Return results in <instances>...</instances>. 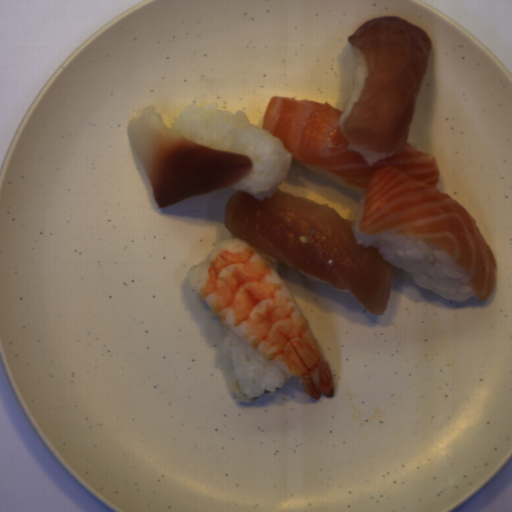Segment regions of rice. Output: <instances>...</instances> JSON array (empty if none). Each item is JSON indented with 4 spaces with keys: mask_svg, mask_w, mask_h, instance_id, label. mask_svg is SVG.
I'll use <instances>...</instances> for the list:
<instances>
[{
    "mask_svg": "<svg viewBox=\"0 0 512 512\" xmlns=\"http://www.w3.org/2000/svg\"><path fill=\"white\" fill-rule=\"evenodd\" d=\"M298 271H299V270H298ZM299 273H300V274H303V275L308 279V281H309V282L318 283V284H322V285H323V284H330L329 282L321 281V280H319V279H317V278H314V277H312V276H310V275H308V274H306V273H303V272H301V271H299Z\"/></svg>",
    "mask_w": 512,
    "mask_h": 512,
    "instance_id": "obj_7",
    "label": "rice"
},
{
    "mask_svg": "<svg viewBox=\"0 0 512 512\" xmlns=\"http://www.w3.org/2000/svg\"><path fill=\"white\" fill-rule=\"evenodd\" d=\"M347 148L349 150H354L355 152H357L358 154L363 156L365 161H366V163H367V165H369L370 167L374 163L378 162L379 160L388 158L390 156H393L394 153H395V150L394 151H388V152H370V151L362 150L357 145H355V144H353L351 142L348 144Z\"/></svg>",
    "mask_w": 512,
    "mask_h": 512,
    "instance_id": "obj_5",
    "label": "rice"
},
{
    "mask_svg": "<svg viewBox=\"0 0 512 512\" xmlns=\"http://www.w3.org/2000/svg\"><path fill=\"white\" fill-rule=\"evenodd\" d=\"M299 163L313 173L332 179L359 196V206L352 226V236L358 245L377 249L386 263L411 274L418 287L431 290L445 300L458 303L478 296L469 276L457 266L446 250L401 234L381 232L365 235L361 233L365 189L357 188L319 168Z\"/></svg>",
    "mask_w": 512,
    "mask_h": 512,
    "instance_id": "obj_2",
    "label": "rice"
},
{
    "mask_svg": "<svg viewBox=\"0 0 512 512\" xmlns=\"http://www.w3.org/2000/svg\"><path fill=\"white\" fill-rule=\"evenodd\" d=\"M223 331L222 350L232 363L231 389L243 403L259 400L266 393H276L292 375L259 355L254 348L239 337L231 327L220 320Z\"/></svg>",
    "mask_w": 512,
    "mask_h": 512,
    "instance_id": "obj_3",
    "label": "rice"
},
{
    "mask_svg": "<svg viewBox=\"0 0 512 512\" xmlns=\"http://www.w3.org/2000/svg\"><path fill=\"white\" fill-rule=\"evenodd\" d=\"M250 245L271 264V266L276 270V272L279 271V269H280V262L278 260H276L275 258L270 256L269 254H267L266 252H264L260 248L254 246L252 244H250Z\"/></svg>",
    "mask_w": 512,
    "mask_h": 512,
    "instance_id": "obj_6",
    "label": "rice"
},
{
    "mask_svg": "<svg viewBox=\"0 0 512 512\" xmlns=\"http://www.w3.org/2000/svg\"><path fill=\"white\" fill-rule=\"evenodd\" d=\"M170 130L193 143L247 154L253 167L229 186L256 200L273 196L292 166V154L285 150L282 139L254 126L242 109L232 114L220 110L218 103L198 106L194 100L177 114Z\"/></svg>",
    "mask_w": 512,
    "mask_h": 512,
    "instance_id": "obj_1",
    "label": "rice"
},
{
    "mask_svg": "<svg viewBox=\"0 0 512 512\" xmlns=\"http://www.w3.org/2000/svg\"><path fill=\"white\" fill-rule=\"evenodd\" d=\"M355 58L357 60L354 71L355 83L350 98L339 119V126L341 130L345 127L350 113L353 111L357 100L363 92L364 81L368 75V66L366 63L365 55L362 49L357 46L355 48Z\"/></svg>",
    "mask_w": 512,
    "mask_h": 512,
    "instance_id": "obj_4",
    "label": "rice"
}]
</instances>
